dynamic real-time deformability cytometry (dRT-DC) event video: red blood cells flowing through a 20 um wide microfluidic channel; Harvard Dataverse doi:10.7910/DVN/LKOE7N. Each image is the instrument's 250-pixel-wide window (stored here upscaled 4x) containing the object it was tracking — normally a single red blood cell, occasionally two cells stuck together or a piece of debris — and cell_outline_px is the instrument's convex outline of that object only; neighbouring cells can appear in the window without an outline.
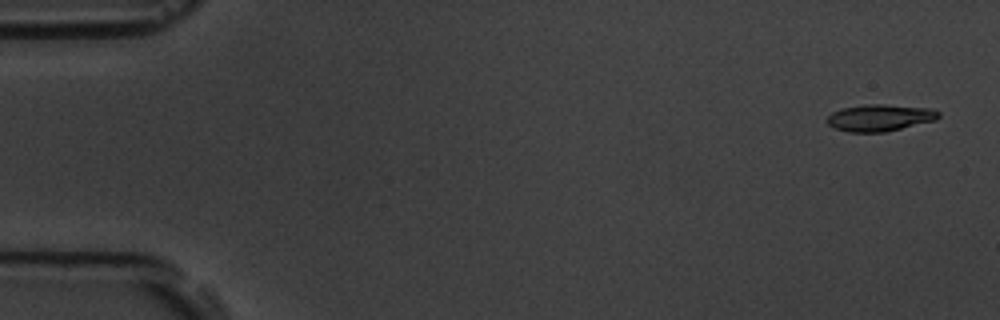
{"species": "common noctule bat (a hibernating species)", "species_latin": "Nyctalus noctula", "temperature_condition": "room temperature", "stored_images_in_passage": 4, "camera_frame_rate_fps": 3000, "um_per_image_px": 0.085, "animal": {"sex": "male", "body_mass_g": 19.5, "forearm_length_mm": 54.6}, "frame": {"image": 1, "passage_image": 1, "time_ms": 0.0, "image_size_px": [1000, 320], "cell_outline_px": [[940, 116], [936, 120], [884, 132], [848, 132], [836, 128], [828, 124], [828, 116], [832, 112], [840, 108], [864, 104], [884, 104], [932, 108], [940, 112]], "centroid_in_image_um": [74.8, 9.99], "position_along_channel_um": 10.2, "area_um2": 17.46}}